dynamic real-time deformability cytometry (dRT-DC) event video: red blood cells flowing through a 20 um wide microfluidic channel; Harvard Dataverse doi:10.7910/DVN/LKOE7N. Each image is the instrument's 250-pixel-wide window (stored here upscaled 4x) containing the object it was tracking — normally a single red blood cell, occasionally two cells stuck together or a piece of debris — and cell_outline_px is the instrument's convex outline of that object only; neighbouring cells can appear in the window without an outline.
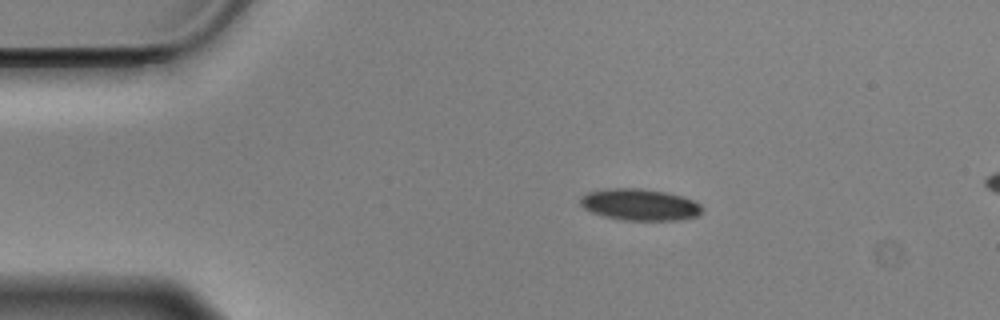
{"species": "Egyptian fruit bat (a non-hibernating species)", "species_latin": "Rousettus aegyptiacus", "temperature_condition": "cold", "stored_images_in_passage": 17, "camera_frame_rate_fps": 3000, "um_per_image_px": 0.085, "animal": {"sex": "male"}, "frame": {"image": 1, "passage_image": 10, "time_ms": 3.0, "image_size_px": [1000, 320], "cell_outline_px": [[700, 212], [696, 216], [680, 220], [624, 220], [604, 216], [592, 212], [584, 208], [580, 204], [580, 200], [588, 192], [608, 188], [636, 188], [664, 192], [680, 196], [692, 200], [700, 204]], "centroid_in_image_um": [54.35, 17.4], "position_along_channel_um": 30.6, "area_um2": 22.02}}